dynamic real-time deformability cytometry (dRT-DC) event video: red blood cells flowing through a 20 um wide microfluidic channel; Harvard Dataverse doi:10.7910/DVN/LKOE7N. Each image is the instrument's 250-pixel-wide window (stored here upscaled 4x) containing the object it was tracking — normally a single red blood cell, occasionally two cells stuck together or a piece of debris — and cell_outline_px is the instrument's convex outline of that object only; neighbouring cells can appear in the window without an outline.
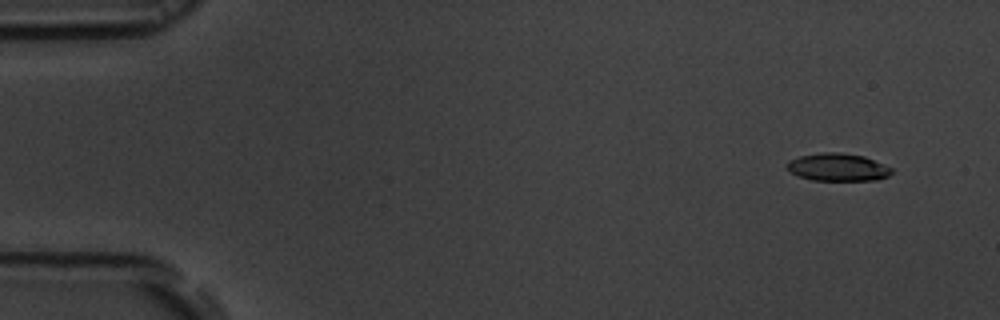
{"species": "common noctule bat (a hibernating species)", "species_latin": "Nyctalus noctula", "temperature_condition": "room temperature", "stored_images_in_passage": 14, "camera_frame_rate_fps": 3000, "um_per_image_px": 0.085, "animal": {"sex": "male", "body_mass_g": 19.5, "forearm_length_mm": 54.6}, "frame": {"image": 1, "passage_image": 4, "time_ms": 1.0, "image_size_px": [1000, 320], "cell_outline_px": [[892, 172], [888, 176], [876, 180], [812, 180], [796, 176], [788, 168], [788, 160], [800, 156], [820, 152], [840, 152], [864, 156], [892, 168]], "centroid_in_image_um": [71.2, 14.21], "position_along_channel_um": 13.8, "area_um2": 16.82}}